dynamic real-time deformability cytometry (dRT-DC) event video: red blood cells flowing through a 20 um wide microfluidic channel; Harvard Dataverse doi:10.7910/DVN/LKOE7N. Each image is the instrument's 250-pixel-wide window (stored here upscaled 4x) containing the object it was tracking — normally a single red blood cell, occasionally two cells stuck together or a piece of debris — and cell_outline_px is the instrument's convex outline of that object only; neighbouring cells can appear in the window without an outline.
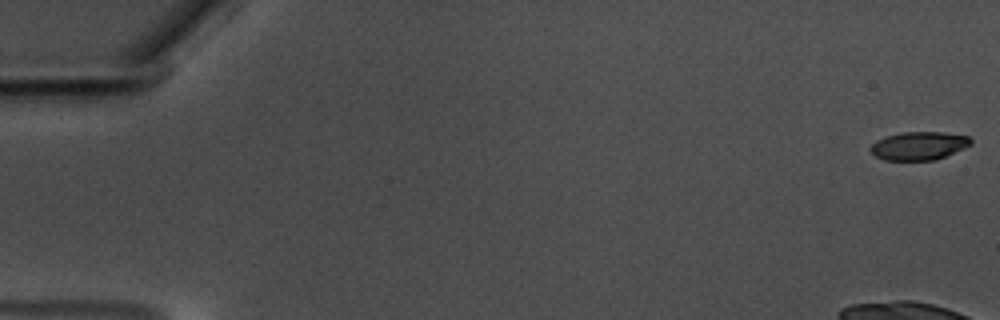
{"species": "common noctule bat (a hibernating species)", "species_latin": "Nyctalus noctula", "temperature_condition": "warm", "stored_images_in_passage": 50, "camera_frame_rate_fps": 3000, "um_per_image_px": 0.085, "animal": {"sex": "male", "body_mass_g": 17.5, "forearm_length_mm": 52.3}, "frame": {"image": 1, "passage_image": 1, "time_ms": 0.0, "image_size_px": [1000, 320], "cell_outline_px": [[972, 144], [964, 148], [936, 160], [884, 160], [876, 156], [868, 148], [876, 140], [900, 132], [944, 132], [968, 136], [972, 140]], "centroid_in_image_um": [78.11, 12.39], "position_along_channel_um": 6.9, "area_um2": 16.53}}
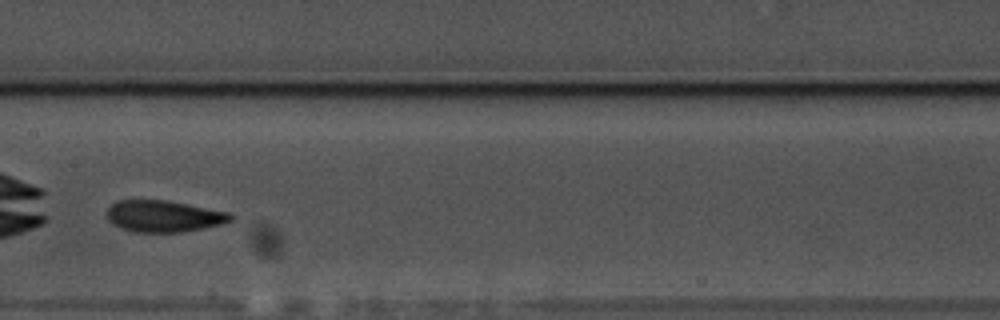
{"frame": {"image": 2, "passage_image": 32, "time_ms": 10.333, "image_size_px": [1000, 320], "cell_outline_px": [[232, 220], [220, 224], [204, 228], [184, 232], [132, 232], [120, 228], [112, 224], [108, 220], [108, 208], [116, 200], [168, 200], [228, 212], [232, 216]], "centroid_in_image_um": [13.88, 18.38], "position_along_channel_um": 193.5, "area_um2": 22.77}}
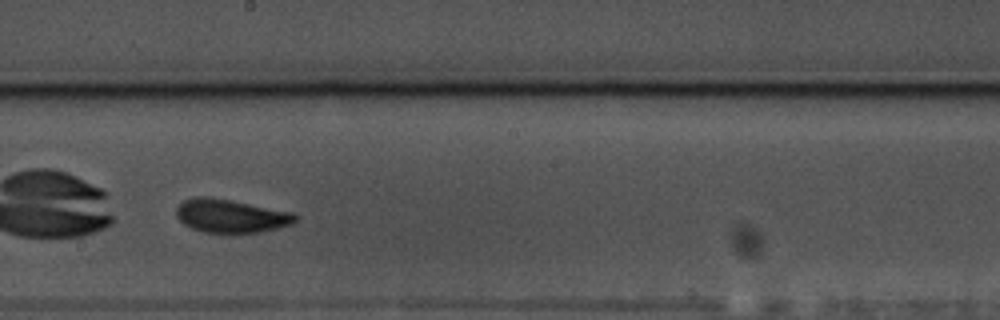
{"frame": {"image": 3, "passage_image": 35, "time_ms": 11.333, "image_size_px": [1000, 320], "cell_outline_px": [[300, 216], [292, 224], [260, 232], [232, 236], [228, 236], [204, 232], [192, 228], [184, 224], [176, 216], [176, 208], [184, 200], [192, 196], [204, 196], [232, 200], [292, 212]], "centroid_in_image_um": [19.62, 18.39], "position_along_channel_um": 228.6, "area_um2": 23.93}, "authors_computed_cell_mechanics": {"area_um2": 22.5998, "velocity_mm_per_s": 3.517, "shape_relaxation_time_tau1_ms": 3.1369, "shape_relaxation_time_tau2_ms": 1.6971, "deformation_change_tau1": 0.1239, "deformation_change_tau2": 0.0852}}